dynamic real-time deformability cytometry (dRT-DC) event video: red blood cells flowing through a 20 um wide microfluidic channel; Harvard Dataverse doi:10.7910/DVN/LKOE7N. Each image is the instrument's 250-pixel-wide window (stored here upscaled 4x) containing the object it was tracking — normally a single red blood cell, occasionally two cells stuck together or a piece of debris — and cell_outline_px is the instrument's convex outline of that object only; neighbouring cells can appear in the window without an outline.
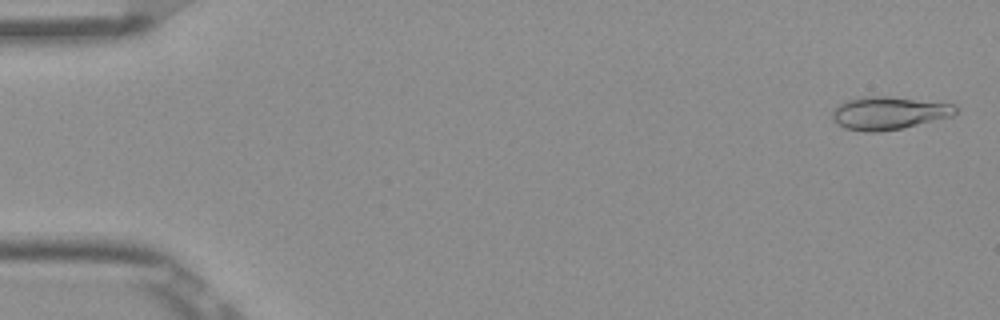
{"species": "Egyptian fruit bat (a non-hibernating species)", "species_latin": "Rousettus aegyptiacus", "temperature_condition": "room temperature", "stored_images_in_passage": 52, "camera_frame_rate_fps": 3000, "um_per_image_px": 0.085, "frame": {"image": 1, "passage_image": 2, "time_ms": 0.333, "image_size_px": [1000, 320], "cell_outline_px": [[960, 108], [952, 116], [904, 128], [880, 132], [864, 132], [844, 128], [832, 120], [832, 112], [836, 104], [860, 96], [888, 96], [956, 104]], "centroid_in_image_um": [75.53, 9.61], "position_along_channel_um": 9.5, "area_um2": 24.04}}
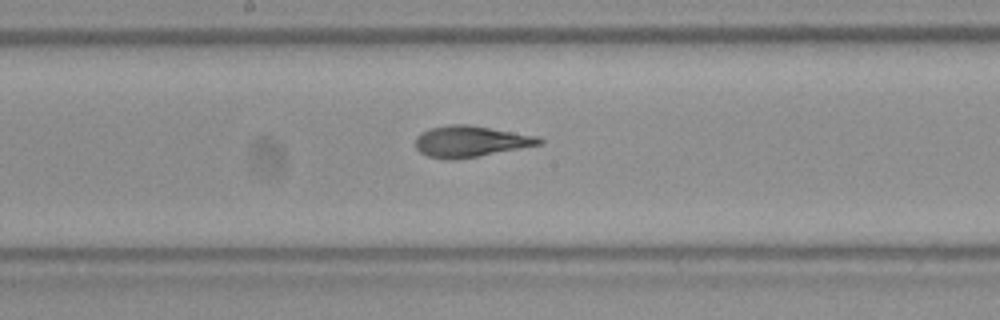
{"frame": {"image": 2, "passage_image": 28, "time_ms": 9.0, "image_size_px": [1000, 320], "cell_outline_px": [[544, 144], [476, 156], [452, 160], [448, 160], [428, 156], [420, 152], [416, 148], [416, 136], [420, 132], [432, 128], [448, 124], [468, 124], [540, 136], [544, 140]], "centroid_in_image_um": [40.02, 12.01], "position_along_channel_um": 208.2, "area_um2": 22.54}}
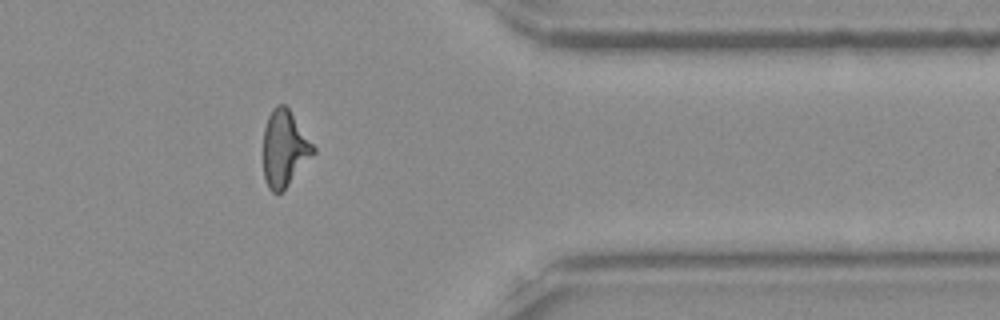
{"frame": {"image": 3, "passage_image": 43, "time_ms": 14.0, "image_size_px": [1000, 320], "cell_outline_px": [[316, 152], [288, 184], [280, 192], [272, 192], [268, 188], [264, 180], [264, 128], [268, 116], [272, 108], [276, 104], [284, 104], [288, 108], [316, 148]], "centroid_in_image_um": [24.17, 12.6], "position_along_channel_um": 387.2, "area_um2": 21.96}, "authors_computed_cell_mechanics": {"area_um2": 22.4553, "velocity_mm_per_s": 3.8927, "shape_relaxation_time_tau1_ms": 10.6139, "shape_relaxation_time_tau2_ms": 1.7483, "deformation_change_tau1": 0.2726, "deformation_change_tau2": 0.0778}}